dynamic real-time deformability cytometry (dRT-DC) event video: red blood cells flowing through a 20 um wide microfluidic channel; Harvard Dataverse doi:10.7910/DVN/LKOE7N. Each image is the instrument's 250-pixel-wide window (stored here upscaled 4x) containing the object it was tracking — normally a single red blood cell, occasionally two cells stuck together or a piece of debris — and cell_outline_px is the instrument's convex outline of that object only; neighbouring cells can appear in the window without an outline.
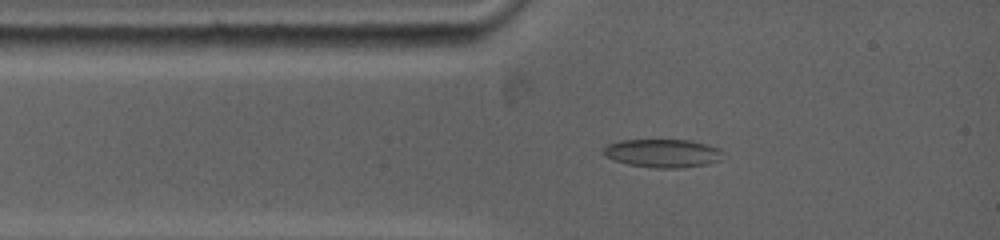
{"species": "common noctule bat (a hibernating species)", "species_latin": "Nyctalus noctula", "temperature_condition": "warm", "stored_images_in_passage": 62, "camera_frame_rate_fps": 5000, "um_per_image_px": 0.085, "animal": {"sex": "female", "body_mass_g": 19.0, "forearm_length_mm": 53.3}, "frame": {"image": 1, "passage_image": 5, "time_ms": 1.4, "image_size_px": [1000, 240], "cell_outline_px": [[724, 160], [708, 164], [680, 168], [656, 168], [628, 164], [612, 160], [604, 156], [600, 152], [608, 144], [620, 140], [688, 140], [708, 144], [720, 148], [724, 152]], "centroid_in_image_um": [56.36, 13.03], "position_along_channel_um": 28.6, "area_um2": 20.17}}
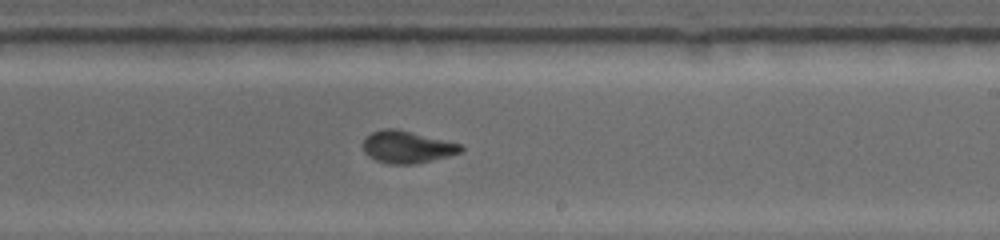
{"frame": {"image": 2, "passage_image": 23, "time_ms": 7.4, "image_size_px": [1000, 240], "cell_outline_px": [[464, 148], [460, 152], [448, 156], [416, 164], [388, 164], [376, 160], [368, 156], [364, 152], [364, 140], [372, 132], [384, 128], [396, 128], [460, 144]], "centroid_in_image_um": [34.58, 12.5], "position_along_channel_um": 254.4, "area_um2": 18.15}}
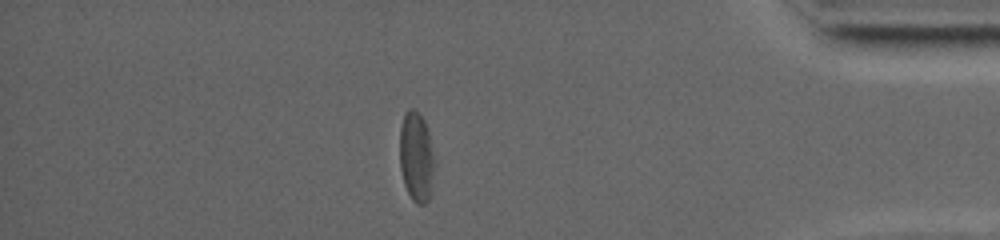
{"frame": {"image": 3, "passage_image": 43, "time_ms": 12.2, "image_size_px": [1000, 240], "cell_outline_px": [[436, 164], [432, 192], [428, 200], [424, 204], [416, 204], [412, 200], [404, 184], [400, 168], [400, 128], [404, 112], [408, 108], [412, 108], [424, 120], [428, 132]], "centroid_in_image_um": [35.41, 13.38], "position_along_channel_um": 399.8, "area_um2": 18.61}, "authors_computed_cell_mechanics": {"area_um2": 18.9006, "velocity_mm_per_s": 3.8676, "shape_relaxation_time_tau1_ms": 3.8883, "shape_relaxation_time_tau2_ms": 1.804, "deformation_change_tau1": 0.1561, "deformation_change_tau2": 0.0639}}